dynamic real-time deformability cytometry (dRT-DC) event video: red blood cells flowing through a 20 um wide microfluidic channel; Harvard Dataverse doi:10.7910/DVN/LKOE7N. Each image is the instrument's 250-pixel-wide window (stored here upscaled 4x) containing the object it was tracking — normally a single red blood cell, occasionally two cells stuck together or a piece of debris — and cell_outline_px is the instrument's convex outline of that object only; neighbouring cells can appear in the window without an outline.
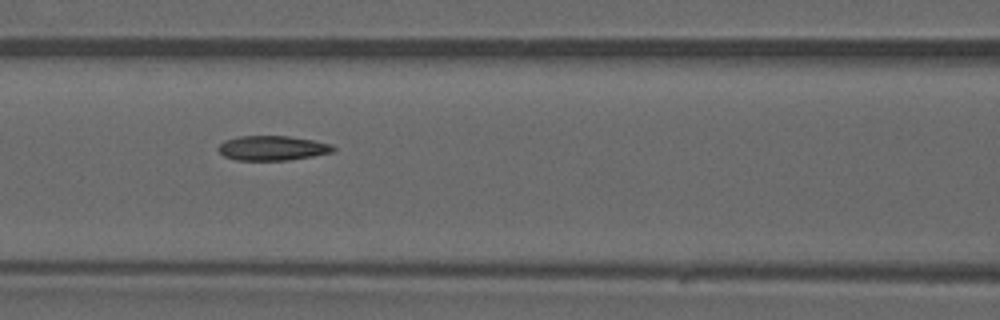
{"species": "common noctule bat (a hibernating species)", "species_latin": "Nyctalus noctula", "temperature_condition": "warm", "stored_images_in_passage": 45, "camera_frame_rate_fps": 3000, "um_per_image_px": 0.085, "animal": {"sex": "male", "forearm_length_mm": 52.5}, "frame": {"image": 1, "passage_image": 20, "time_ms": 6.333, "image_size_px": [1000, 320], "cell_outline_px": [[336, 148], [332, 152], [312, 156], [288, 160], [236, 160], [224, 156], [216, 148], [224, 140], [240, 136], [288, 136], [312, 140], [332, 144]], "centroid_in_image_um": [23.13, 12.58], "position_along_channel_um": 143.5, "area_um2": 16.47}}